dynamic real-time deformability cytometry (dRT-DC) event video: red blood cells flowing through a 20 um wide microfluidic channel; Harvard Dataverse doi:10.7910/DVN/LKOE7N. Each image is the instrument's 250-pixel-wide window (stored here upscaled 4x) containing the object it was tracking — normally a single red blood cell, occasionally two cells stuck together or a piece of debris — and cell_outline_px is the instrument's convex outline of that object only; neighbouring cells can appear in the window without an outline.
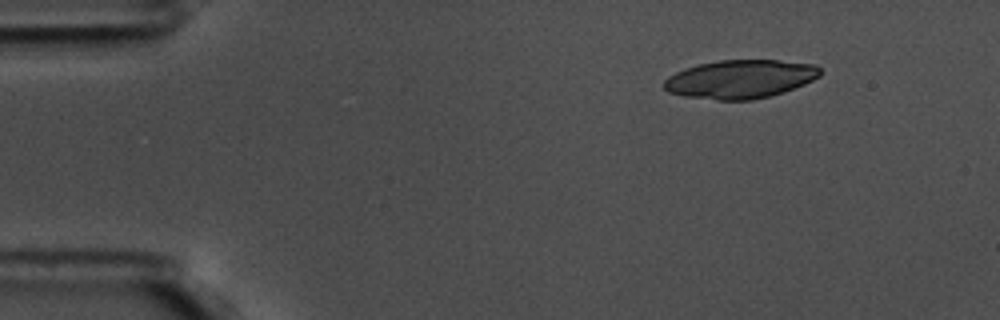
{"species": "common noctule bat (a hibernating species)", "species_latin": "Nyctalus noctula", "temperature_condition": "warm", "stored_images_in_passage": 50, "camera_frame_rate_fps": 3000, "um_per_image_px": 0.085, "animal": {"sex": "male", "body_mass_g": 17.5, "forearm_length_mm": 52.3}, "frame": {"image": 1, "passage_image": 1, "time_ms": 0.0, "image_size_px": [1000, 320], "cell_outline_px": [[820, 76], [804, 84], [784, 92], [752, 100], [716, 100], [684, 96], [668, 92], [664, 88], [664, 80], [668, 76], [676, 72], [700, 64], [720, 60], [780, 60], [816, 64], [820, 68]], "centroid_in_image_um": [62.94, 6.72], "position_along_channel_um": 22.1, "area_um2": 34.97}}